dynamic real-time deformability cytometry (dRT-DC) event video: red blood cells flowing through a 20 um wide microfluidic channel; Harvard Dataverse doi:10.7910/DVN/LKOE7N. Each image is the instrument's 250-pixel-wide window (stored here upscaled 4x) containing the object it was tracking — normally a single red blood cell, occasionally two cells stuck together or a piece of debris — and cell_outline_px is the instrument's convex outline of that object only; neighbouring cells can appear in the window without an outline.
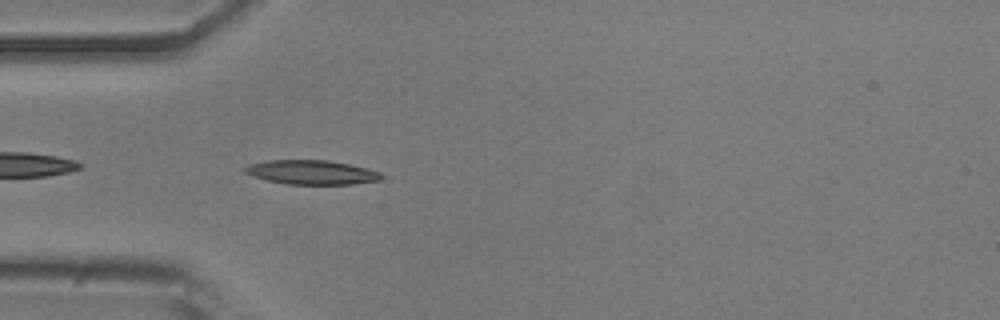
{"species": "common noctule bat (a hibernating species)", "species_latin": "Nyctalus noctula", "temperature_condition": "room temperature", "stored_images_in_passage": 27, "camera_frame_rate_fps": 3000, "um_per_image_px": 0.085, "animal": {"sex": "male", "body_mass_g": 20.5, "forearm_length_mm": 52.5}, "frame": {"image": 1, "passage_image": 2, "time_ms": 0.333, "image_size_px": [1000, 320], "cell_outline_px": [[380, 180], [352, 184], [288, 184], [268, 180], [252, 176], [244, 172], [240, 168], [248, 164], [268, 160], [328, 160], [368, 168], [380, 172]], "centroid_in_image_um": [26.42, 14.63], "position_along_channel_um": 58.6, "area_um2": 19.25}}
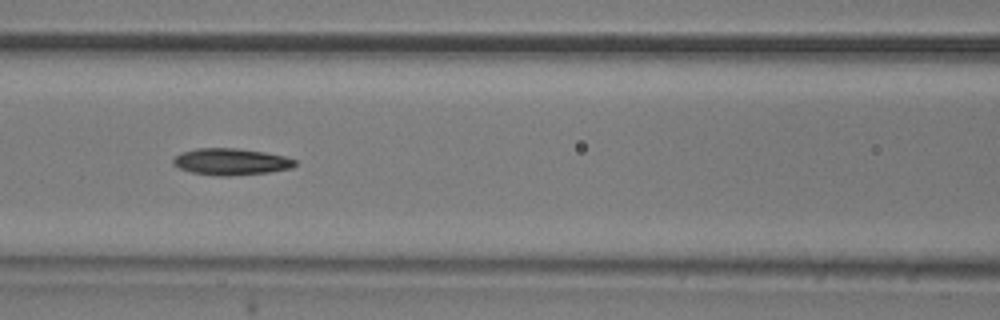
{"frame": {"image": 2, "passage_image": 9, "time_ms": 2.667, "image_size_px": [1000, 320], "cell_outline_px": [[296, 164], [292, 168], [268, 172], [228, 176], [216, 176], [192, 172], [180, 168], [172, 164], [172, 160], [180, 152], [196, 148], [236, 148], [264, 152], [284, 156], [296, 160]], "centroid_in_image_um": [19.61, 13.74], "position_along_channel_um": 147.0, "area_um2": 18.9}}
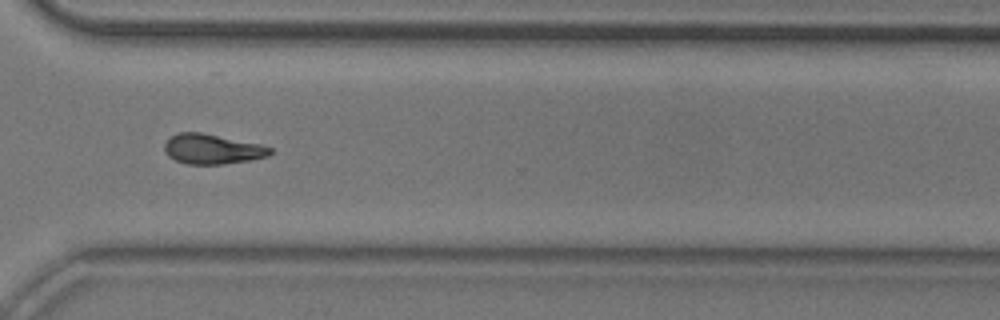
{"frame": {"image": 3, "passage_image": 25, "time_ms": 8.0, "image_size_px": [1000, 320], "cell_outline_px": [[272, 152], [268, 156], [248, 160], [224, 164], [184, 164], [168, 156], [164, 152], [164, 144], [176, 132], [200, 132], [260, 144], [272, 148]], "centroid_in_image_um": [18.01, 12.67], "position_along_channel_um": 352.6, "area_um2": 18.38}, "authors_computed_cell_mechanics": {"area_um2": 18.4382, "velocity_mm_per_s": 3.8637, "shape_relaxation_time_tau1_ms": 3.6879, "shape_relaxation_time_tau2_ms": null, "deformation_change_tau1": 0.1393, "deformation_change_tau2": null}}